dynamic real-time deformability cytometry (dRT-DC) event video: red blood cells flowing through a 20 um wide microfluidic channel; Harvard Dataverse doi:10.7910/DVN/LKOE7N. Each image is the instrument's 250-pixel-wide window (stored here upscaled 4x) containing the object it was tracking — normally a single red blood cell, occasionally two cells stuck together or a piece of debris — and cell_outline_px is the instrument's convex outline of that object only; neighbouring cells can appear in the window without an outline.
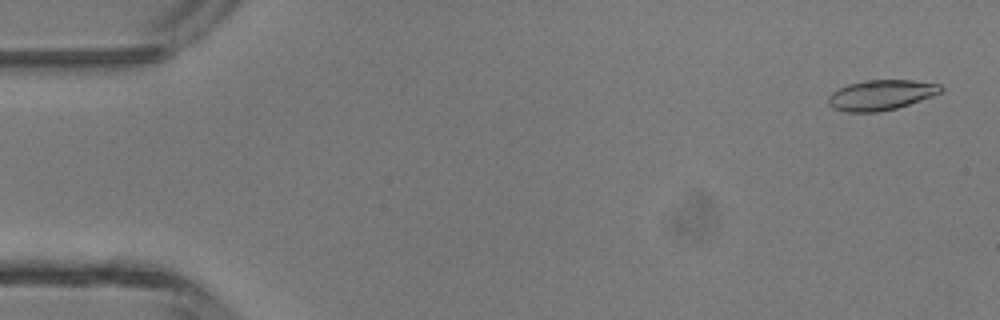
{"species": "common noctule bat (a hibernating species)", "species_latin": "Nyctalus noctula", "temperature_condition": "room temperature", "stored_images_in_passage": 46, "camera_frame_rate_fps": 3000, "um_per_image_px": 0.085, "animal": {"sex": "male", "body_mass_g": 13.3}, "frame": {"image": 1, "passage_image": 2, "time_ms": 0.333, "image_size_px": [1000, 320], "cell_outline_px": [[944, 88], [940, 92], [932, 96], [896, 108], [880, 112], [844, 112], [832, 108], [828, 104], [828, 96], [832, 92], [848, 84], [864, 80], [912, 80], [940, 84]], "centroid_in_image_um": [74.85, 8.08], "position_along_channel_um": 10.1, "area_um2": 19.83}}
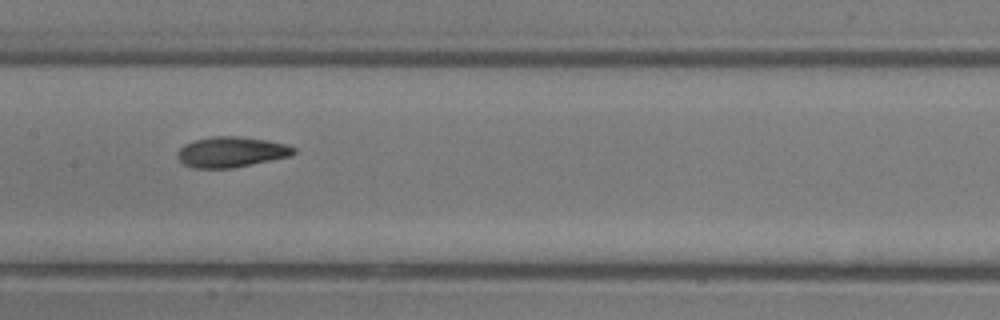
{"frame": {"image": 2, "passage_image": 23, "time_ms": 7.333, "image_size_px": [1000, 320], "cell_outline_px": [[296, 152], [292, 156], [232, 168], [192, 168], [184, 164], [176, 156], [176, 152], [184, 144], [196, 140], [212, 136], [236, 136], [268, 140], [284, 144], [296, 148]], "centroid_in_image_um": [19.65, 12.92], "position_along_channel_um": 187.7, "area_um2": 20.69}}
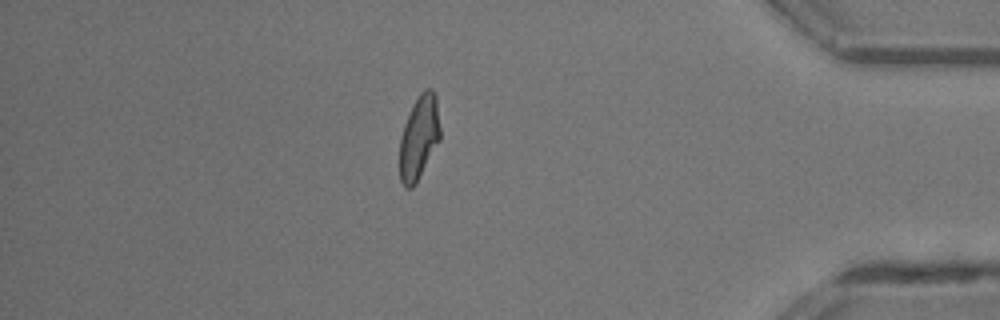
{"frame": {"image": 3, "passage_image": 40, "time_ms": 13.0, "image_size_px": [1000, 320], "cell_outline_px": [[440, 140], [416, 184], [412, 188], [404, 188], [400, 180], [400, 136], [404, 124], [412, 104], [420, 92], [424, 88], [432, 88], [436, 92], [440, 128]], "centroid_in_image_um": [35.62, 11.66], "position_along_channel_um": 399.6, "area_um2": 20.17}, "authors_computed_cell_mechanics": {"area_um2": 20.23, "velocity_mm_per_s": 4.444, "shape_relaxation_time_tau1_ms": 8.3458, "shape_relaxation_time_tau2_ms": 1.903, "deformation_change_tau1": 0.2292, "deformation_change_tau2": 0.0772}}